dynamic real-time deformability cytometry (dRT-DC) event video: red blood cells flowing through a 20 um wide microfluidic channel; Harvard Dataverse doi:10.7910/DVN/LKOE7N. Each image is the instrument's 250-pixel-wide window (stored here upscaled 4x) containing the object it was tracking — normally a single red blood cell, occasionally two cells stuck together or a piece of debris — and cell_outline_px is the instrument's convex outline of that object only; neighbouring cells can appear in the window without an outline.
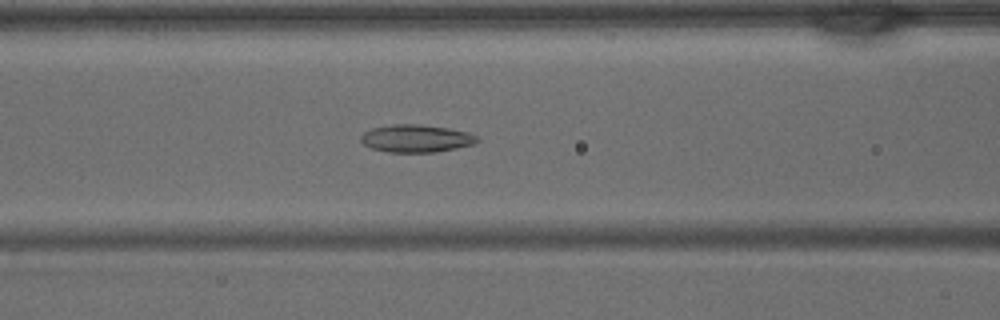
{"species": "common noctule bat (a hibernating species)", "species_latin": "Nyctalus noctula", "temperature_condition": "warm", "stored_images_in_passage": 25, "camera_frame_rate_fps": 3000, "um_per_image_px": 0.085, "animal": {"sex": "male", "body_mass_g": 15.6}, "frame": {"image": 1, "passage_image": 6, "time_ms": 1.667, "image_size_px": [1000, 320], "cell_outline_px": [[480, 140], [472, 144], [456, 148], [436, 152], [388, 152], [372, 148], [364, 144], [360, 140], [360, 136], [364, 132], [372, 128], [392, 124], [420, 124], [448, 128], [468, 132], [476, 136]], "centroid_in_image_um": [35.36, 11.76], "position_along_channel_um": 131.2, "area_um2": 18.67}}
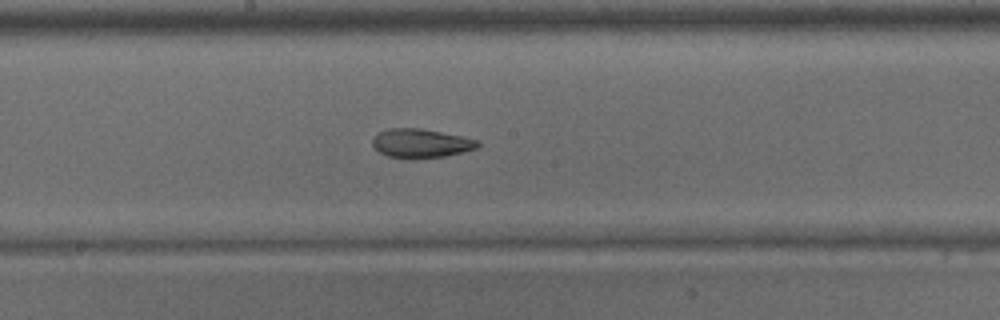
{"frame": {"image": 2, "passage_image": 11, "time_ms": 3.333, "image_size_px": [1000, 320], "cell_outline_px": [[480, 144], [476, 148], [444, 156], [388, 156], [380, 152], [372, 144], [372, 136], [376, 132], [388, 128], [420, 128], [460, 136], [476, 140]], "centroid_in_image_um": [35.71, 12.13], "position_along_channel_um": 212.5, "area_um2": 16.99}}
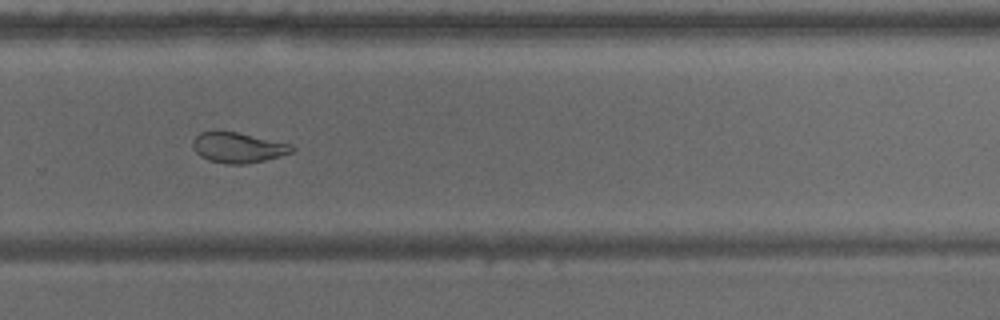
{"frame": {"image": 3, "passage_image": 17, "time_ms": 5.333, "image_size_px": [1000, 320], "cell_outline_px": [[296, 148], [292, 152], [280, 156], [264, 160], [244, 164], [224, 164], [208, 160], [200, 156], [196, 152], [192, 144], [192, 140], [200, 132], [216, 128], [236, 132], [292, 144]], "centroid_in_image_um": [20.18, 12.51], "position_along_channel_um": 309.6, "area_um2": 17.92}}